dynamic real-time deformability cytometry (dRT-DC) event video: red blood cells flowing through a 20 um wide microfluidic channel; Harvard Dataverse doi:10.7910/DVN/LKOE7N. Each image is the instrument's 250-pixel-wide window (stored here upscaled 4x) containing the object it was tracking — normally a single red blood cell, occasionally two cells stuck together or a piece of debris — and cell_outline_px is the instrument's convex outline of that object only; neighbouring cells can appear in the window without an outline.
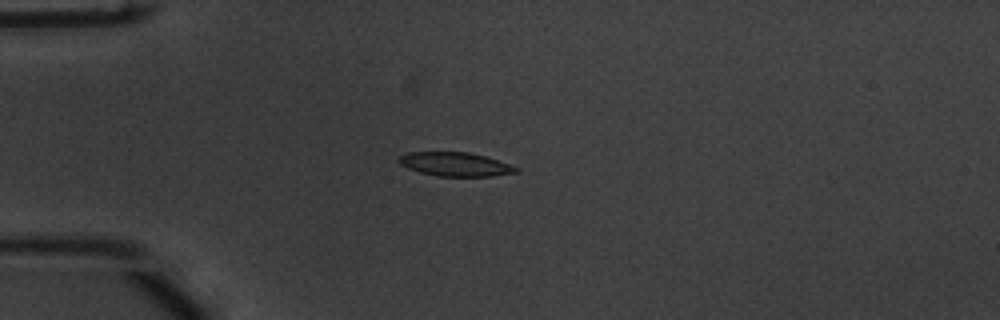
{"species": "common noctule bat (a hibernating species)", "species_latin": "Nyctalus noctula", "temperature_condition": "warm", "stored_images_in_passage": 54, "camera_frame_rate_fps": 3000, "um_per_image_px": 0.085, "animal": {"sex": "male", "body_mass_g": 20.1, "forearm_length_mm": 53.5}, "frame": {"image": 1, "passage_image": 14, "time_ms": 4.333, "image_size_px": [1000, 320], "cell_outline_px": [[516, 172], [492, 176], [436, 176], [420, 172], [408, 168], [400, 164], [396, 160], [400, 156], [408, 152], [468, 152], [484, 156], [508, 164], [516, 168]], "centroid_in_image_um": [38.61, 13.96], "position_along_channel_um": 46.4, "area_um2": 16.01}}
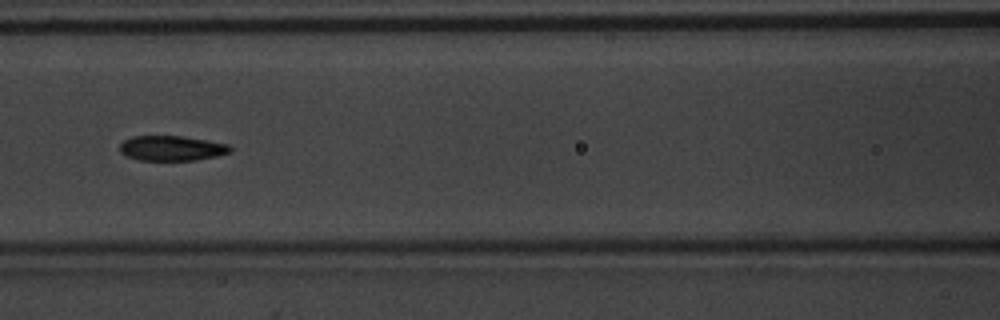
{"frame": {"image": 2, "passage_image": 24, "time_ms": 7.667, "image_size_px": [1000, 320], "cell_outline_px": [[232, 152], [216, 156], [196, 160], [140, 160], [128, 156], [120, 152], [120, 144], [124, 140], [132, 136], [180, 136], [228, 144], [232, 148]], "centroid_in_image_um": [14.6, 12.6], "position_along_channel_um": 152.0, "area_um2": 15.95}}
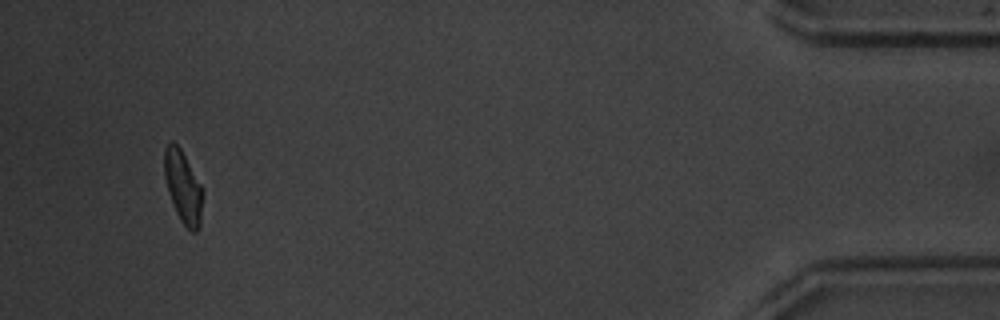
{"frame": {"image": 3, "passage_image": 51, "time_ms": 16.667, "image_size_px": [1000, 320], "cell_outline_px": [[204, 192], [200, 228], [196, 232], [192, 232], [180, 220], [176, 212], [168, 192], [164, 176], [164, 148], [172, 140], [180, 148], [204, 188]], "centroid_in_image_um": [15.59, 15.9], "position_along_channel_um": 419.6, "area_um2": 16.47}, "authors_computed_cell_mechanics": {"area_um2": 16.3863, "velocity_mm_per_s": 3.7561, "shape_relaxation_time_tau1_ms": 4.4918, "shape_relaxation_time_tau2_ms": 2.5186, "deformation_change_tau1": 0.16, "deformation_change_tau2": 0.0882}}